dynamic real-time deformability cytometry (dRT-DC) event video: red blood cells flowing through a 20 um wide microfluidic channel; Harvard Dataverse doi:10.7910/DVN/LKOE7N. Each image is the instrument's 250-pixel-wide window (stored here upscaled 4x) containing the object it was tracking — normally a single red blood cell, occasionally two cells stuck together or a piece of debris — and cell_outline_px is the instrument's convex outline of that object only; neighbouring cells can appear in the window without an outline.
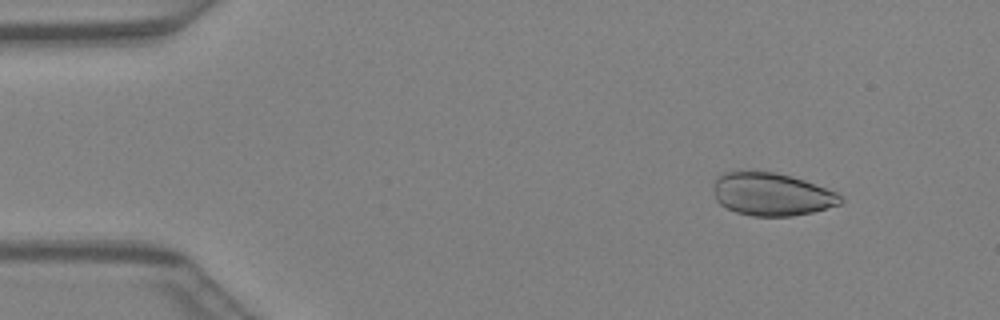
{"species": "Egyptian fruit bat (a non-hibernating species)", "species_latin": "Rousettus aegyptiacus", "temperature_condition": "warm", "stored_images_in_passage": 42, "camera_frame_rate_fps": 3000, "um_per_image_px": 0.085, "animal": {"sex": "female"}, "frame": {"image": 1, "passage_image": 5, "time_ms": 1.333, "image_size_px": [1000, 320], "cell_outline_px": [[844, 200], [840, 204], [812, 212], [792, 216], [752, 216], [736, 212], [720, 204], [716, 200], [712, 184], [712, 180], [716, 176], [724, 172], [740, 168], [776, 172], [804, 180], [836, 192]], "centroid_in_image_um": [65.5, 16.46], "position_along_channel_um": 19.5, "area_um2": 32.43}}
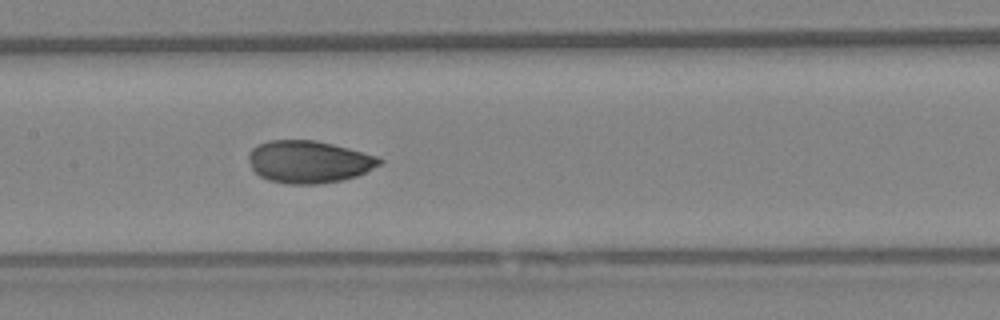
{"frame": {"image": 2, "passage_image": 21, "time_ms": 6.667, "image_size_px": [1000, 320], "cell_outline_px": [[384, 160], [380, 164], [356, 176], [344, 180], [316, 184], [288, 184], [268, 180], [260, 176], [252, 168], [248, 160], [248, 152], [256, 144], [268, 140], [316, 140], [348, 148], [376, 156]], "centroid_in_image_um": [26.2, 13.75], "position_along_channel_um": 181.2, "area_um2": 32.31}}
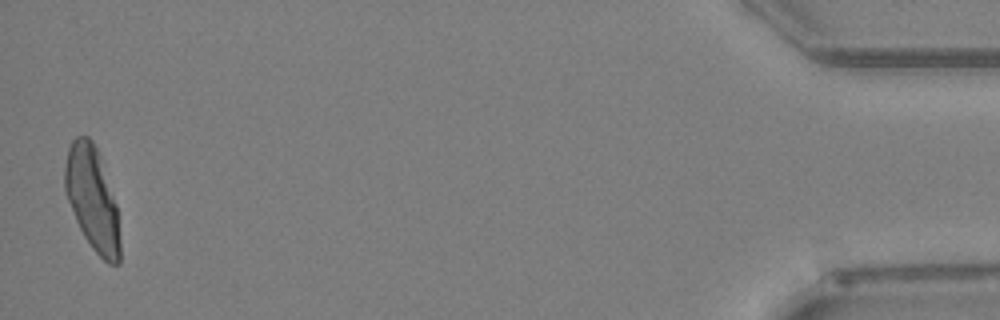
{"frame": {"image": 3, "passage_image": 42, "time_ms": 13.667, "image_size_px": [1000, 320], "cell_outline_px": [[120, 264], [108, 264], [92, 248], [84, 236], [76, 220], [64, 192], [64, 164], [68, 148], [72, 140], [76, 136], [88, 136], [92, 140], [100, 156], [116, 204], [120, 240]], "centroid_in_image_um": [7.83, 16.89], "position_along_channel_um": 427.4, "area_um2": 33.29}}